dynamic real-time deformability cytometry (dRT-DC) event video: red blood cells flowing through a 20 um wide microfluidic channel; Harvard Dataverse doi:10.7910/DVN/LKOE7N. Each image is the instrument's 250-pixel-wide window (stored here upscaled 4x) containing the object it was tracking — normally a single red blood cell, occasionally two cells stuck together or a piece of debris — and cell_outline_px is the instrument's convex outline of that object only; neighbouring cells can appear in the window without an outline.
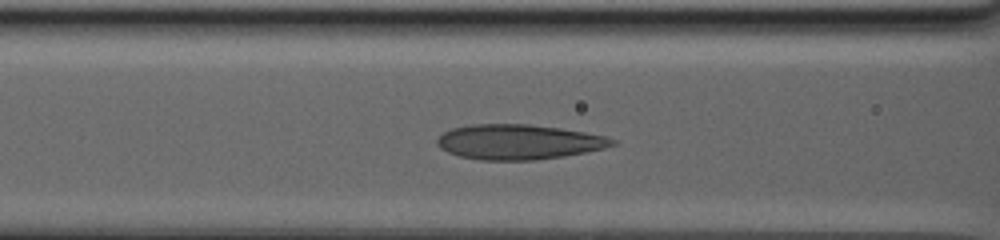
{"species": "human", "species_latin": "Homo sapiens", "temperature_condition": "warm", "stored_images_in_passage": 28, "camera_frame_rate_fps": 3000, "um_per_image_px": 0.085, "donor": {"sex": "male"}, "frame": {"image": 1, "passage_image": 8, "time_ms": 4.0, "image_size_px": [1000, 240], "cell_outline_px": [[616, 144], [604, 148], [564, 156], [536, 160], [480, 160], [460, 156], [448, 152], [440, 148], [436, 144], [436, 140], [444, 132], [452, 128], [476, 124], [528, 124], [560, 128], [584, 132], [604, 136], [616, 140]], "centroid_in_image_um": [44.07, 12.07], "position_along_channel_um": 122.5, "area_um2": 35.55}}
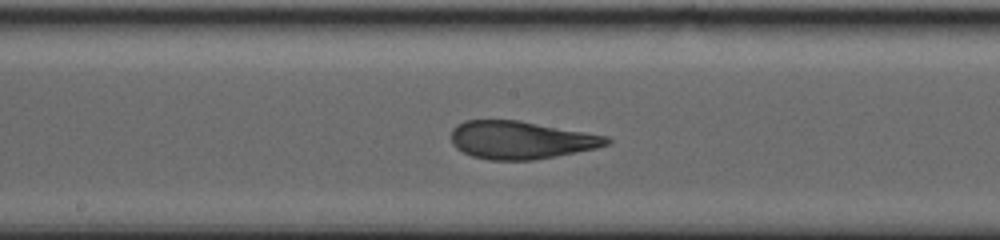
{"frame": {"image": 2, "passage_image": 13, "time_ms": 7.0, "image_size_px": [1000, 240], "cell_outline_px": [[612, 140], [608, 144], [596, 148], [556, 156], [532, 160], [492, 160], [472, 156], [456, 148], [452, 144], [452, 128], [456, 124], [464, 120], [520, 120], [608, 136]], "centroid_in_image_um": [44.27, 11.89], "position_along_channel_um": 203.9, "area_um2": 34.33}}
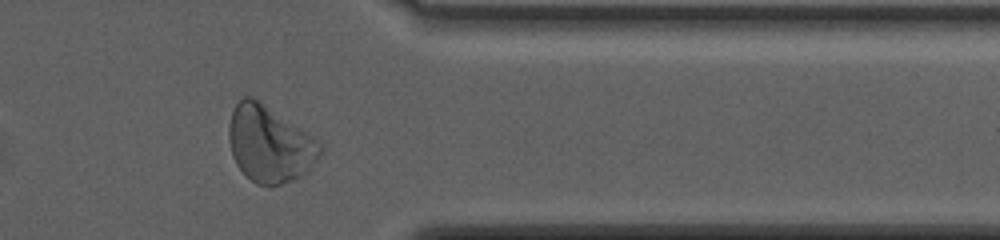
{"frame": {"image": 3, "passage_image": 25, "time_ms": 14.0, "image_size_px": [1000, 240], "cell_outline_px": [[324, 148], [308, 172], [292, 180], [268, 188], [256, 184], [236, 164], [232, 156], [228, 136], [228, 124], [232, 112], [236, 104], [244, 96], [252, 96], [312, 136]], "centroid_in_image_um": [22.89, 12.27], "position_along_channel_um": 388.5, "area_um2": 40.4}}